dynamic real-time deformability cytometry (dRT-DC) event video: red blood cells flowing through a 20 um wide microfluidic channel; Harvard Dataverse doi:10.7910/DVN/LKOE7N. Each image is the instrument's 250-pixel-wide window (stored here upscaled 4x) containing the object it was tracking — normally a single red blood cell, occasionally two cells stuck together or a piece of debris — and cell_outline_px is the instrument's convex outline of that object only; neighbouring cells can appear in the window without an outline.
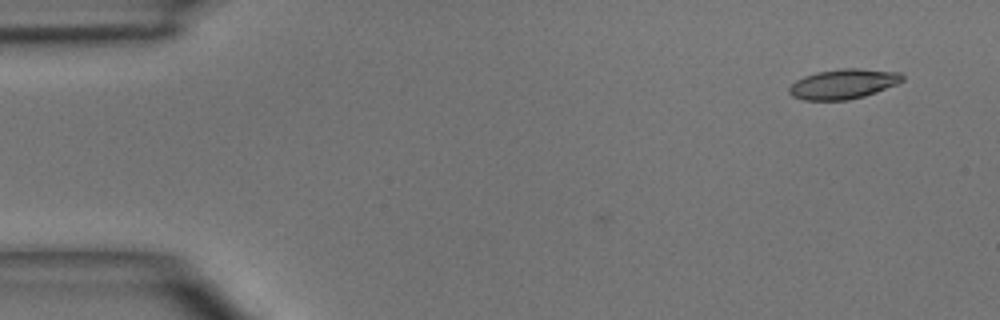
{"species": "common noctule bat (a hibernating species)", "species_latin": "Nyctalus noctula", "temperature_condition": "room temperature", "stored_images_in_passage": 4, "camera_frame_rate_fps": 3000, "um_per_image_px": 0.085, "animal": {"sex": "male", "body_mass_g": 15.6}, "frame": {"image": 1, "passage_image": 1, "time_ms": 0.0, "image_size_px": [1000, 320], "cell_outline_px": [[904, 80], [896, 84], [876, 92], [864, 96], [848, 100], [804, 100], [792, 96], [788, 92], [788, 88], [796, 80], [804, 76], [816, 72], [840, 68], [860, 68], [900, 72], [904, 76]], "centroid_in_image_um": [71.68, 7.13], "position_along_channel_um": 13.3, "area_um2": 19.83}}